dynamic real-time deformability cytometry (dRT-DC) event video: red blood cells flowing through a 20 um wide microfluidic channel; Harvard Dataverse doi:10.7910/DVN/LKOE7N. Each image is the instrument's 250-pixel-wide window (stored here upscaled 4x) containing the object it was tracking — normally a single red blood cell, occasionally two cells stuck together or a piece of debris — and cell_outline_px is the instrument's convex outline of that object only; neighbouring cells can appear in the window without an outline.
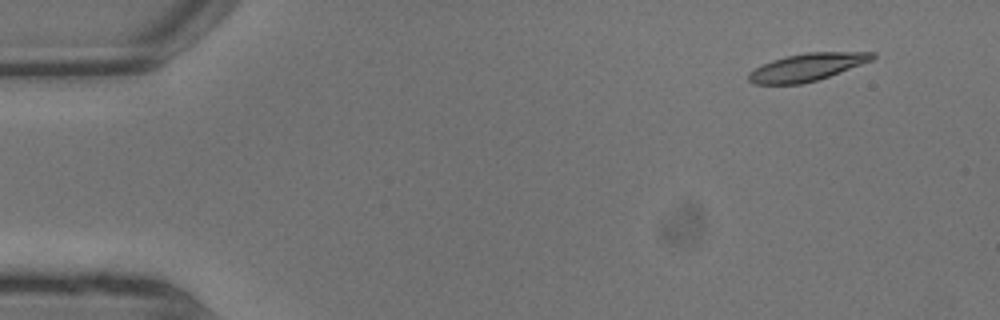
{"species": "common noctule bat (a hibernating species)", "species_latin": "Nyctalus noctula", "temperature_condition": "warm", "stored_images_in_passage": 6, "camera_frame_rate_fps": 3000, "um_per_image_px": 0.085, "animal": {"sex": "male", "body_mass_g": 13.3}, "frame": {"image": 1, "passage_image": 2, "time_ms": 0.333, "image_size_px": [1000, 320], "cell_outline_px": [[876, 56], [872, 60], [828, 76], [816, 80], [800, 84], [752, 84], [748, 80], [748, 72], [772, 60], [788, 56], [808, 52], [876, 52]], "centroid_in_image_um": [68.58, 5.71], "position_along_channel_um": 16.4, "area_um2": 19.54}}
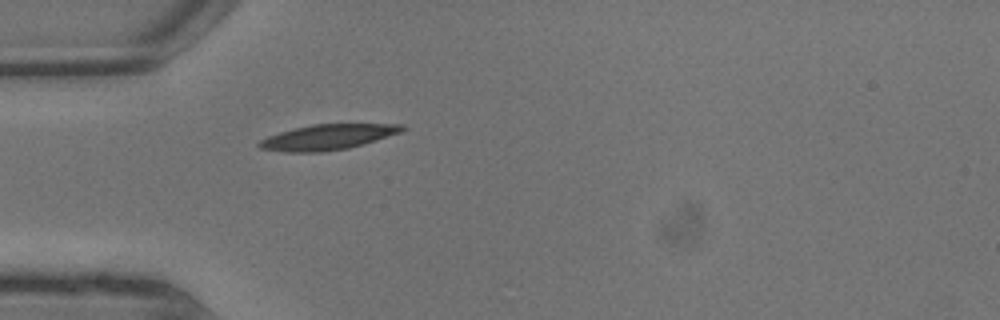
{"frame": {"image": 2, "passage_image": 6, "time_ms": 1.667, "image_size_px": [1000, 320], "cell_outline_px": [[408, 128], [400, 132], [364, 144], [348, 148], [324, 152], [284, 152], [260, 148], [256, 144], [260, 140], [268, 136], [280, 132], [312, 124], [404, 124]], "centroid_in_image_um": [27.86, 11.65], "position_along_channel_um": 57.1, "area_um2": 21.1}}